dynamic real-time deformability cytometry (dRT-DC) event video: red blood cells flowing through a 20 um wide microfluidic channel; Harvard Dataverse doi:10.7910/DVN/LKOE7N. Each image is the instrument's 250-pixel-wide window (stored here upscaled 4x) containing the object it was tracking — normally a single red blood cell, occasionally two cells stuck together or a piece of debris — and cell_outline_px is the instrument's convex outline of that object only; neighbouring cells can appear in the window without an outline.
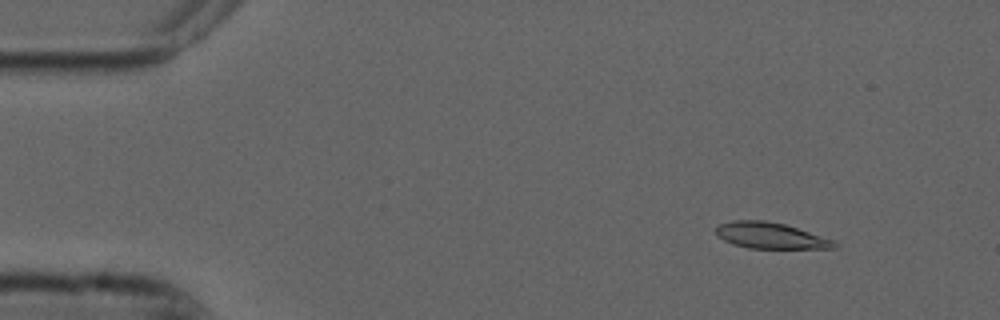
{"species": "common noctule bat (a hibernating species)", "species_latin": "Nyctalus noctula", "temperature_condition": "cold", "stored_images_in_passage": 54, "camera_frame_rate_fps": 3000, "um_per_image_px": 0.085, "animal": {"sex": "male", "forearm_length_mm": 52.5}, "frame": {"image": 1, "passage_image": 6, "time_ms": 1.667, "image_size_px": [1000, 320], "cell_outline_px": [[840, 244], [836, 248], [748, 248], [732, 244], [716, 236], [716, 228], [720, 224], [732, 220], [764, 220], [784, 224], [836, 240]], "centroid_in_image_um": [65.51, 20.03], "position_along_channel_um": 19.5, "area_um2": 18.09}}
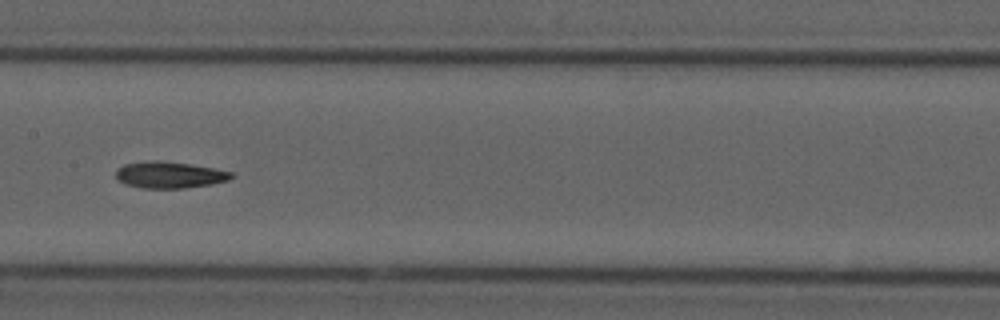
{"frame": {"image": 2, "passage_image": 27, "time_ms": 8.667, "image_size_px": [1000, 320], "cell_outline_px": [[236, 176], [228, 180], [212, 184], [184, 188], [140, 188], [124, 184], [116, 180], [116, 168], [124, 164], [152, 160], [160, 160], [192, 164], [232, 172]], "centroid_in_image_um": [14.38, 14.86], "position_along_channel_um": 193.0, "area_um2": 18.09}}
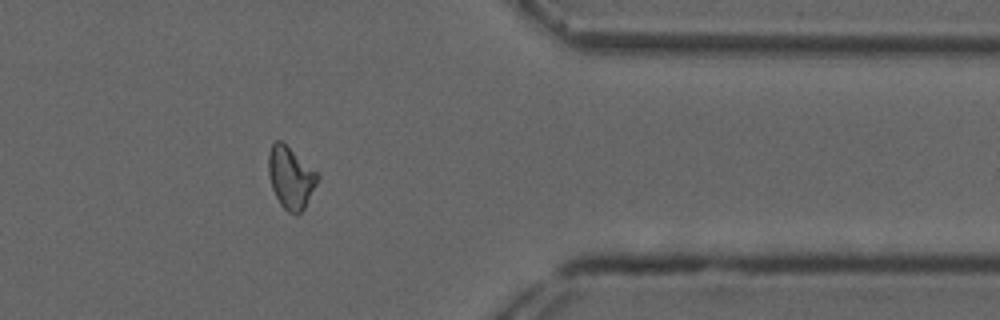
{"frame": {"image": 3, "passage_image": 44, "time_ms": 14.333, "image_size_px": [1000, 320], "cell_outline_px": [[320, 176], [304, 208], [296, 216], [288, 212], [280, 204], [272, 188], [268, 172], [268, 152], [272, 144], [276, 140], [280, 140], [316, 172]], "centroid_in_image_um": [24.68, 15.11], "position_along_channel_um": 386.7, "area_um2": 17.34}}